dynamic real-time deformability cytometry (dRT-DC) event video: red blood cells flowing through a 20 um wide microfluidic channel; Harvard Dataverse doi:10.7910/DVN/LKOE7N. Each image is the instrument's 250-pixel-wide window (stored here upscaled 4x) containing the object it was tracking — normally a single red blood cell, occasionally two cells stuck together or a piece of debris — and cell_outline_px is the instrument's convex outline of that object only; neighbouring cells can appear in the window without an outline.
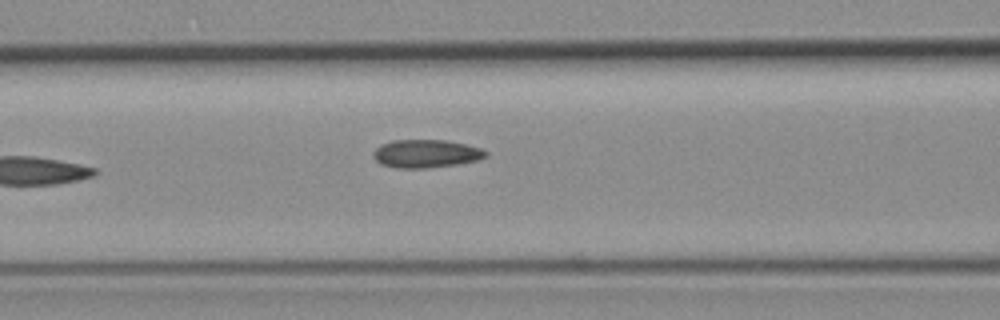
{"species": "common noctule bat (a hibernating species)", "species_latin": "Nyctalus noctula", "temperature_condition": "room temperature", "stored_images_in_passage": 6, "camera_frame_rate_fps": 3000, "um_per_image_px": 0.085, "animal": {"sex": "female", "body_mass_g": 19.3, "forearm_length_mm": 54.1}, "frame": {"image": 1, "passage_image": 6, "time_ms": 5.667, "image_size_px": [1000, 320], "cell_outline_px": [[488, 156], [476, 160], [456, 164], [428, 168], [396, 168], [380, 164], [372, 156], [376, 148], [392, 140], [444, 140], [464, 144], [480, 148], [488, 152]], "centroid_in_image_um": [36.2, 13.06], "position_along_channel_um": 130.4, "area_um2": 18.26}}